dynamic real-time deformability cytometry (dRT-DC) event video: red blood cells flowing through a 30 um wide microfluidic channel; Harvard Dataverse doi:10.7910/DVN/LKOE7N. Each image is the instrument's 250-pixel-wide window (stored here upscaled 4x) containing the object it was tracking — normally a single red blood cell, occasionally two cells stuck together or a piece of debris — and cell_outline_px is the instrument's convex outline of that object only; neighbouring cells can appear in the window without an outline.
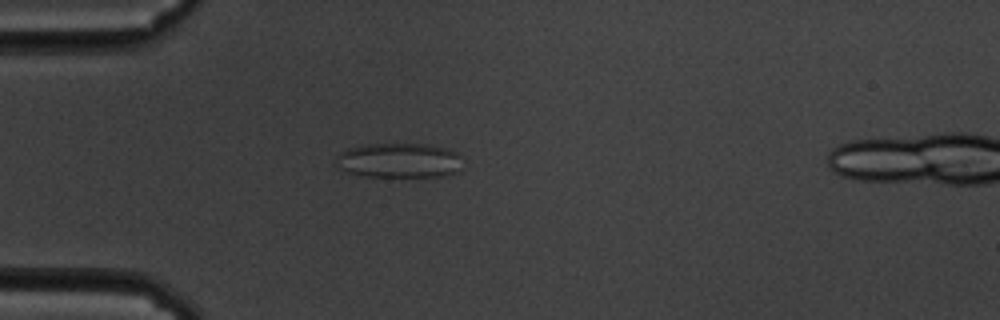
{"species": "common noctule bat (a hibernating species)", "species_latin": "Nyctalus noctula", "temperature_condition": "cold", "stored_images_in_passage": 44, "camera_frame_rate_fps": 3000, "um_per_image_px": 0.085, "animal": {"sex": "male", "body_mass_g": 19.5, "forearm_length_mm": 54.6}, "frame": {"image": 1, "passage_image": 1, "time_ms": 0.0, "image_size_px": [1000, 320], "cell_outline_px": [[460, 172], [448, 176], [368, 176], [348, 172], [332, 164], [336, 156], [340, 152], [348, 148], [364, 144], [428, 144], [444, 148], [456, 152], [460, 156]], "centroid_in_image_um": [33.9, 13.63], "position_along_channel_um": 51.1, "area_um2": 25.84}}
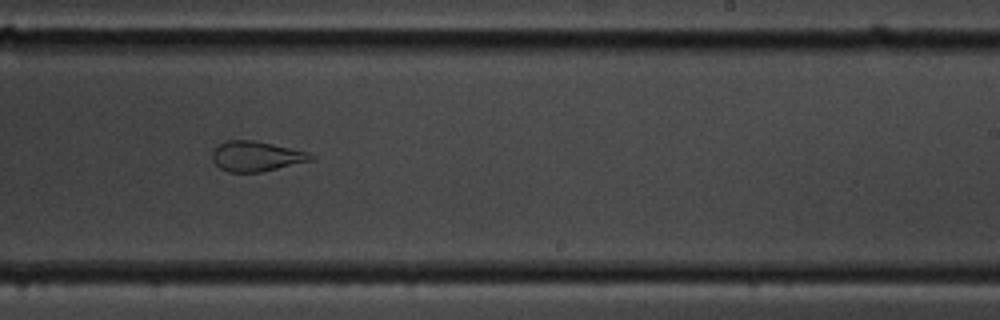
{"frame": {"image": 2, "passage_image": 21, "time_ms": 6.667, "image_size_px": [1000, 320], "cell_outline_px": [[316, 156], [312, 160], [260, 172], [228, 172], [220, 168], [212, 160], [212, 148], [228, 140], [252, 140], [272, 144], [308, 152]], "centroid_in_image_um": [21.75, 13.28], "position_along_channel_um": 267.3, "area_um2": 17.17}}
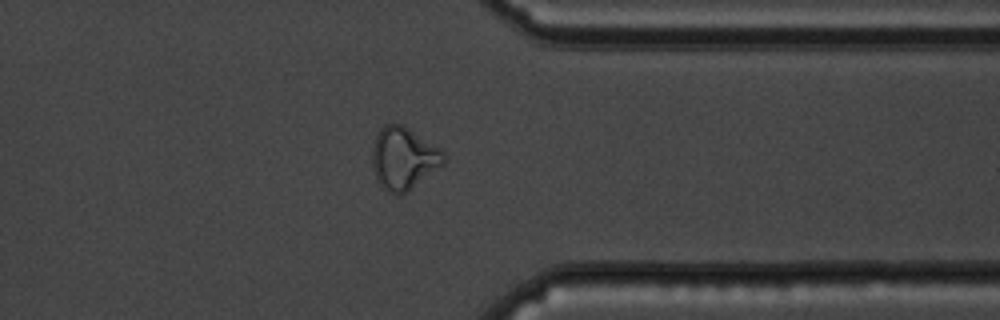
{"frame": {"image": 3, "passage_image": 31, "time_ms": 10.0, "image_size_px": [1000, 320], "cell_outline_px": [[444, 164], [408, 192], [400, 196], [388, 192], [376, 180], [372, 164], [372, 148], [376, 136], [380, 128], [384, 124], [400, 124], [408, 128], [440, 148], [444, 152]], "centroid_in_image_um": [34.29, 13.48], "position_along_channel_um": 377.1, "area_um2": 26.01}}